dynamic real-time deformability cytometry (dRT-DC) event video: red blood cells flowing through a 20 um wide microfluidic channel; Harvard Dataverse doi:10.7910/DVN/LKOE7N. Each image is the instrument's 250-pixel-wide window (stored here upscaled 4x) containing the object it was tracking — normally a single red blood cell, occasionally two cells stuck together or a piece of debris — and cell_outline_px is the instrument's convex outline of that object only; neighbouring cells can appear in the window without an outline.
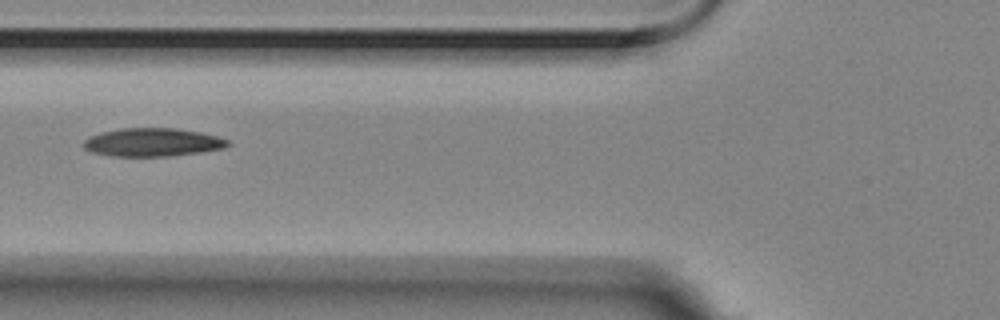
{"species": "Egyptian fruit bat (a non-hibernating species)", "species_latin": "Rousettus aegyptiacus", "temperature_condition": "room temperature", "stored_images_in_passage": 4, "segment_of_instrument_passage": [1, 2], "camera_frame_rate_fps": 3000, "um_per_image_px": 0.085, "animal": {"sex": "female"}, "frame": {"image": 1, "passage_image": 2, "time_ms": 0.333, "image_size_px": [1000, 320], "cell_outline_px": [[232, 144], [224, 148], [172, 156], [112, 156], [92, 152], [84, 148], [84, 140], [88, 136], [100, 132], [120, 128], [176, 128], [200, 132], [216, 136], [228, 140]], "centroid_in_image_um": [12.95, 12.09], "position_along_channel_um": 112.9, "area_um2": 23.81}}